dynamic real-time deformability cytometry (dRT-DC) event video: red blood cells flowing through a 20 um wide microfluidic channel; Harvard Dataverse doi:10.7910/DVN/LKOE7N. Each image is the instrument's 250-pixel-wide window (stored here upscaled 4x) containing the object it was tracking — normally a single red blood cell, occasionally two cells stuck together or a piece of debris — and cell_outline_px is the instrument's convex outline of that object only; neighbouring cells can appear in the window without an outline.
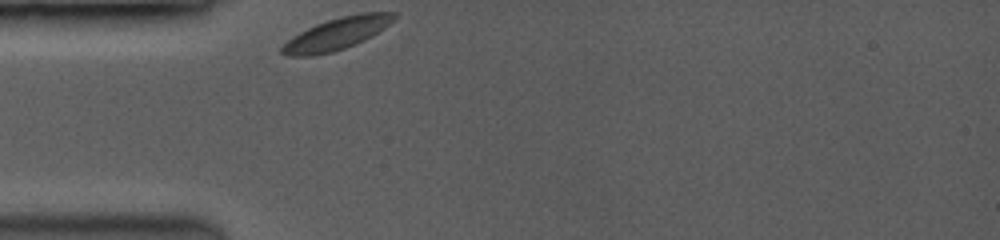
{"species": "common noctule bat (a hibernating species)", "species_latin": "Nyctalus noctula", "temperature_condition": "room temperature", "stored_images_in_passage": 1, "camera_frame_rate_fps": 3500, "um_per_image_px": 0.085, "animal": {"sex": "female", "body_mass_g": 19.0, "forearm_length_mm": 53.3}, "frame": {"image": 1, "passage_image": 1, "time_ms": 0.0, "image_size_px": [1000, 240], "cell_outline_px": [[396, 20], [372, 36], [356, 44], [332, 52], [312, 56], [284, 56], [280, 52], [280, 48], [292, 36], [316, 24], [340, 16], [360, 12], [396, 12]], "centroid_in_image_um": [28.64, 2.86], "position_along_channel_um": 56.4, "area_um2": 21.04}}